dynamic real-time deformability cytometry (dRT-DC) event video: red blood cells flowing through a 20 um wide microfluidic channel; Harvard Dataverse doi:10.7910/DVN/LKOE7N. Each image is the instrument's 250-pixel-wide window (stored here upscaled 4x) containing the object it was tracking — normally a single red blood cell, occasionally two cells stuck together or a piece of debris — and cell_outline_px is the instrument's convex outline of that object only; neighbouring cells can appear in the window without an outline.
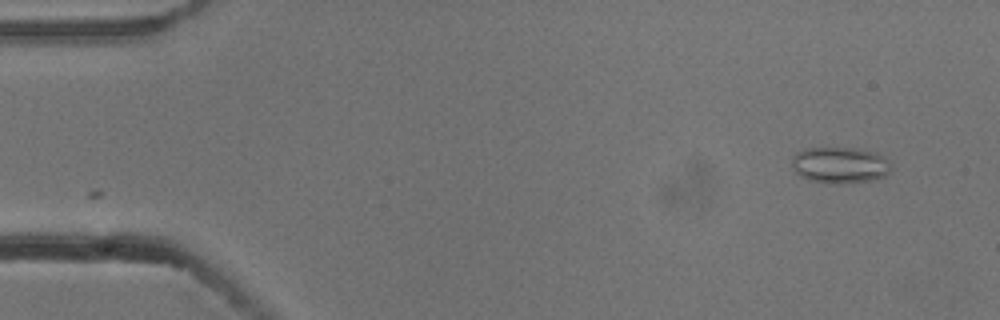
{"species": "common noctule bat (a hibernating species)", "species_latin": "Nyctalus noctula", "temperature_condition": "cold", "stored_images_in_passage": 2, "camera_frame_rate_fps": 3000, "um_per_image_px": 0.085, "animal": {"sex": "male", "body_mass_g": 13.3}, "frame": {"image": 1, "passage_image": 2, "time_ms": 0.333, "image_size_px": [1000, 320], "cell_outline_px": [[892, 168], [884, 176], [868, 180], [840, 184], [832, 184], [808, 180], [800, 176], [792, 168], [792, 156], [796, 152], [804, 148], [856, 148], [876, 152], [892, 164]], "centroid_in_image_um": [71.35, 14.03], "position_along_channel_um": 13.6, "area_um2": 21.1}}